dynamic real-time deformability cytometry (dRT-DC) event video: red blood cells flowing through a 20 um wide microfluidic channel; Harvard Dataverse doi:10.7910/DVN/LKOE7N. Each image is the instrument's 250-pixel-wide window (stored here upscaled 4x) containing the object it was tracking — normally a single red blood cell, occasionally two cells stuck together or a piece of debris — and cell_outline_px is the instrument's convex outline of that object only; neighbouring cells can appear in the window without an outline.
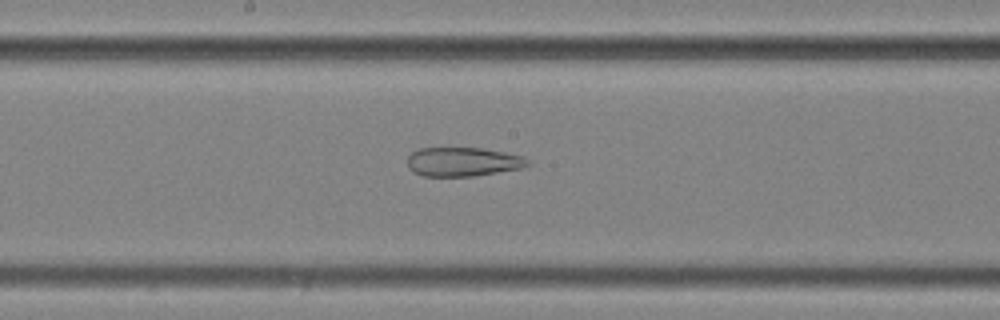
{"species": "common noctule bat (a hibernating species)", "species_latin": "Nyctalus noctula", "temperature_condition": "cold", "stored_images_in_passage": 36, "camera_frame_rate_fps": 3000, "um_per_image_px": 0.085, "animal": {"sex": "female", "body_mass_g": 25.1}, "frame": {"image": 1, "passage_image": 16, "time_ms": 5.0, "image_size_px": [1000, 320], "cell_outline_px": [[532, 164], [520, 168], [476, 176], [424, 176], [412, 172], [408, 168], [408, 156], [412, 152], [420, 148], [480, 148], [504, 152], [524, 156]], "centroid_in_image_um": [39.34, 13.75], "position_along_channel_um": 208.9, "area_um2": 20.4}}
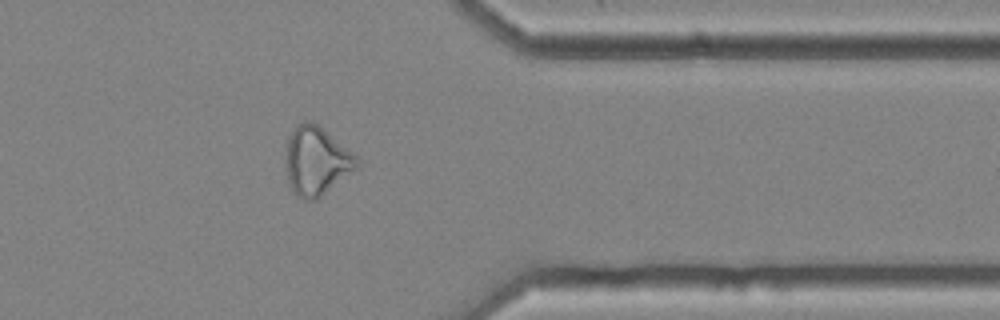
{"frame": {"image": 2, "passage_image": 31, "time_ms": 10.0, "image_size_px": [1000, 320], "cell_outline_px": [[360, 168], [316, 200], [304, 200], [296, 196], [292, 192], [288, 184], [284, 160], [284, 144], [288, 136], [304, 120], [312, 120], [320, 124], [360, 156]], "centroid_in_image_um": [26.92, 13.66], "position_along_channel_um": 384.5, "area_um2": 30.0}}